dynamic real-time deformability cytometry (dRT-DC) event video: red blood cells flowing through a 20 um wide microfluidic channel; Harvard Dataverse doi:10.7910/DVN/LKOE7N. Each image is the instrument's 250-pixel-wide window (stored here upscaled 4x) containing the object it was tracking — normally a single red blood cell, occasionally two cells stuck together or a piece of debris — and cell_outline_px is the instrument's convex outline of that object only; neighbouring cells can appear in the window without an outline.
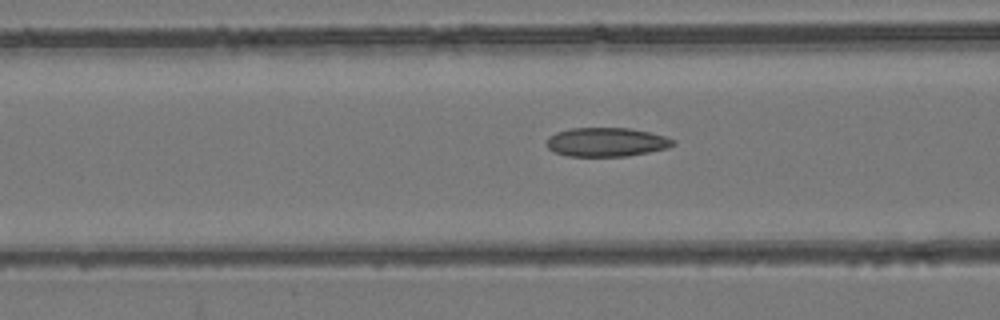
{"species": "common noctule bat (a hibernating species)", "species_latin": "Nyctalus noctula", "temperature_condition": "room temperature", "stored_images_in_passage": 52, "camera_frame_rate_fps": 3000, "um_per_image_px": 0.085, "animal": {"sex": "female", "body_mass_g": 24.6, "forearm_length_mm": 56.2}, "frame": {"image": 1, "passage_image": 20, "time_ms": 6.333, "image_size_px": [1000, 320], "cell_outline_px": [[676, 144], [668, 148], [628, 156], [568, 156], [556, 152], [548, 148], [548, 136], [556, 132], [572, 128], [628, 128], [648, 132], [664, 136], [676, 140]], "centroid_in_image_um": [51.57, 12.08], "position_along_channel_um": 115.0, "area_um2": 21.21}}
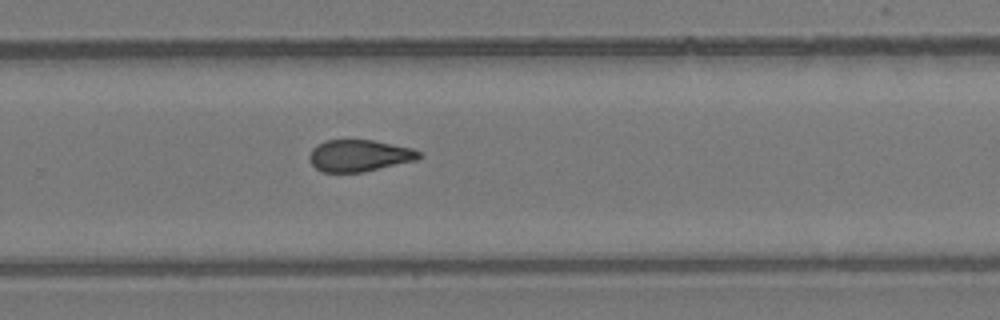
{"frame": {"image": 2, "passage_image": 34, "time_ms": 11.0, "image_size_px": [1000, 320], "cell_outline_px": [[424, 156], [416, 160], [364, 172], [324, 172], [316, 168], [312, 164], [308, 156], [312, 148], [316, 144], [324, 140], [372, 140], [412, 148], [420, 152]], "centroid_in_image_um": [30.53, 13.22], "position_along_channel_um": 299.3, "area_um2": 20.35}}
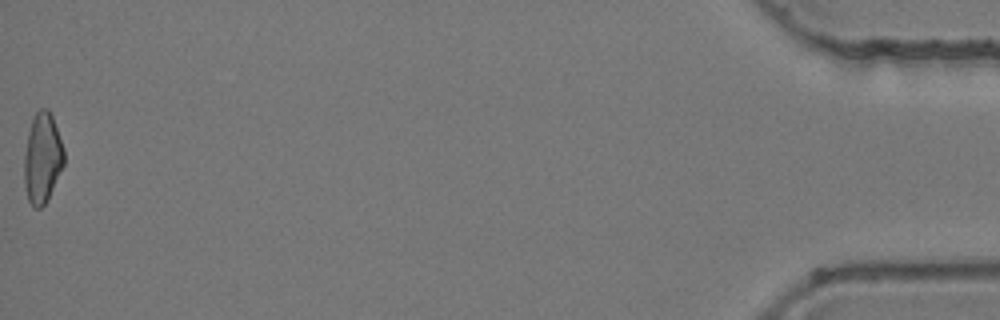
{"frame": {"image": 3, "passage_image": 52, "time_ms": 17.0, "image_size_px": [1000, 320], "cell_outline_px": [[64, 164], [48, 200], [40, 208], [36, 208], [28, 200], [24, 184], [24, 156], [28, 132], [32, 120], [36, 112], [40, 108], [48, 108], [52, 116], [64, 148]], "centroid_in_image_um": [3.6, 13.44], "position_along_channel_um": 431.6, "area_um2": 20.92}, "authors_computed_cell_mechanics": {"area_um2": 21.0681, "velocity_mm_per_s": 3.9574, "shape_relaxation_time_tau1_ms": null, "shape_relaxation_time_tau2_ms": 4.7494, "deformation_change_tau1": null, "deformation_change_tau2": 0.132}}